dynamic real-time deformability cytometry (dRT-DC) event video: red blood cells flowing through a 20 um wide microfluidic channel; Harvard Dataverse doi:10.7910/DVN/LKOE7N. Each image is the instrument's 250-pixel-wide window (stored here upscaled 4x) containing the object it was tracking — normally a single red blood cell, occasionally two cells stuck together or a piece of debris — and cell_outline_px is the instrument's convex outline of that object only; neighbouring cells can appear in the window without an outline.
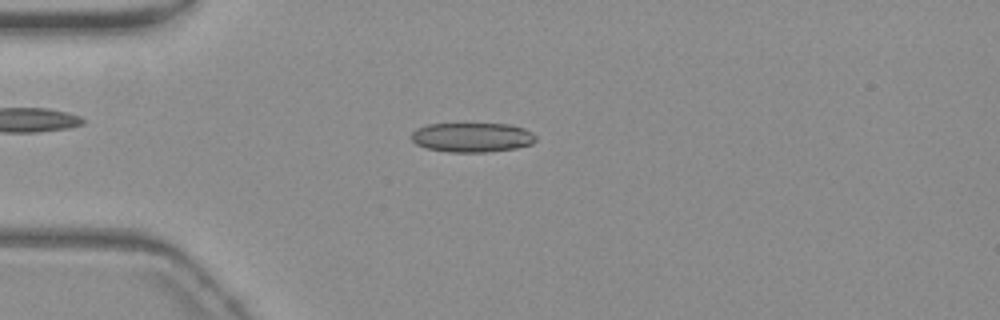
{"species": "common noctule bat (a hibernating species)", "species_latin": "Nyctalus noctula", "temperature_condition": "warm", "stored_images_in_passage": 55, "camera_frame_rate_fps": 3000, "um_per_image_px": 0.085, "animal": {"sex": "female", "body_mass_g": 19.3, "forearm_length_mm": 54.1}, "frame": {"image": 1, "passage_image": 14, "time_ms": 4.333, "image_size_px": [1000, 320], "cell_outline_px": [[536, 140], [532, 144], [516, 148], [484, 152], [448, 152], [428, 148], [416, 144], [412, 140], [412, 132], [416, 128], [428, 124], [508, 124], [524, 128], [532, 132], [536, 136]], "centroid_in_image_um": [40.14, 11.67], "position_along_channel_um": 44.9, "area_um2": 21.33}}
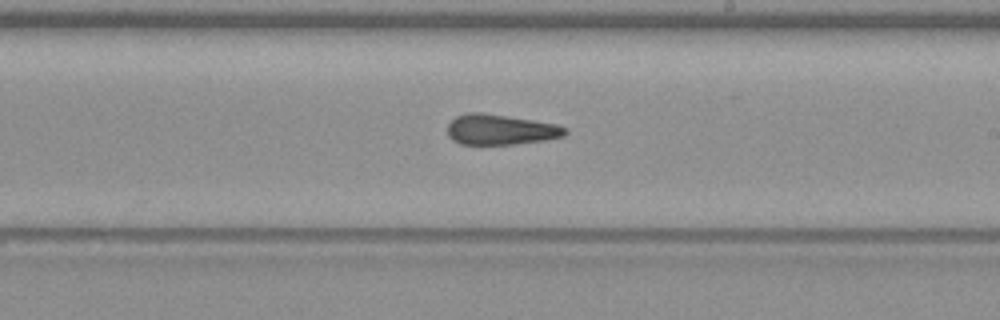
{"frame": {"image": 2, "passage_image": 32, "time_ms": 10.333, "image_size_px": [1000, 320], "cell_outline_px": [[568, 132], [564, 136], [544, 140], [512, 144], [460, 144], [452, 140], [448, 136], [448, 124], [456, 116], [468, 112], [480, 112], [532, 120], [556, 124], [568, 128]], "centroid_in_image_um": [42.53, 11.01], "position_along_channel_um": 246.5, "area_um2": 20.75}}
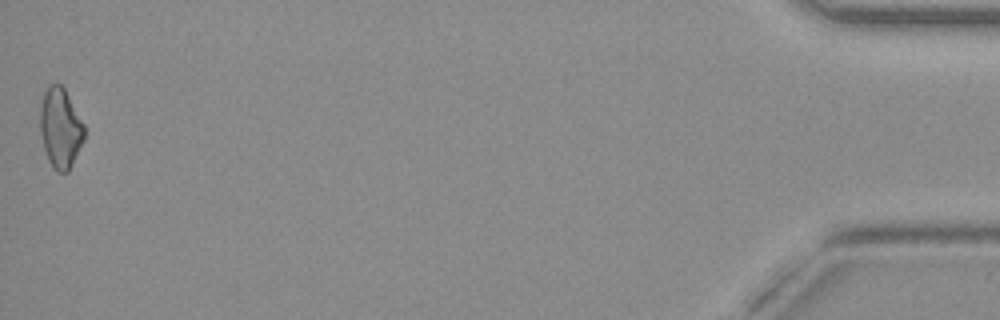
{"frame": {"image": 3, "passage_image": 55, "time_ms": 18.0, "image_size_px": [1000, 320], "cell_outline_px": [[84, 140], [68, 172], [56, 172], [52, 168], [48, 160], [44, 148], [40, 132], [40, 104], [44, 92], [48, 84], [60, 84], [64, 88], [84, 124]], "centroid_in_image_um": [5.12, 10.89], "position_along_channel_um": 430.1, "area_um2": 20.63}, "authors_computed_cell_mechanics": {"area_um2": 20.808, "velocity_mm_per_s": 3.7031, "shape_relaxation_time_tau1_ms": null, "shape_relaxation_time_tau2_ms": 4.0793, "deformation_change_tau1": null, "deformation_change_tau2": 0.1375}}